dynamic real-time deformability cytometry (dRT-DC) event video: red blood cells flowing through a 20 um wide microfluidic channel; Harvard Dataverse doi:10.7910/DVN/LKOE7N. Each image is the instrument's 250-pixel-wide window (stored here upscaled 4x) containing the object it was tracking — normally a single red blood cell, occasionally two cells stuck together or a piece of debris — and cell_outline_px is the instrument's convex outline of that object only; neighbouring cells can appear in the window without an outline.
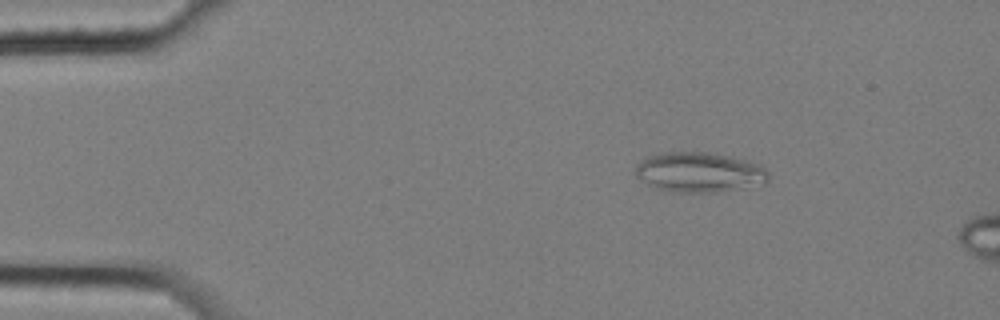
{"species": "common noctule bat (a hibernating species)", "species_latin": "Nyctalus noctula", "temperature_condition": "cold", "stored_images_in_passage": 4, "camera_frame_rate_fps": 3000, "um_per_image_px": 0.085, "animal": {"sex": "female", "body_mass_g": 25.1}, "frame": {"image": 1, "passage_image": 1, "time_ms": 0.0, "image_size_px": [1000, 320], "cell_outline_px": [[768, 180], [764, 184], [716, 192], [676, 192], [656, 188], [640, 180], [636, 176], [636, 164], [648, 156], [660, 152], [708, 152], [728, 156], [760, 164], [768, 172]], "centroid_in_image_um": [59.43, 14.64], "position_along_channel_um": 25.6, "area_um2": 30.92}}